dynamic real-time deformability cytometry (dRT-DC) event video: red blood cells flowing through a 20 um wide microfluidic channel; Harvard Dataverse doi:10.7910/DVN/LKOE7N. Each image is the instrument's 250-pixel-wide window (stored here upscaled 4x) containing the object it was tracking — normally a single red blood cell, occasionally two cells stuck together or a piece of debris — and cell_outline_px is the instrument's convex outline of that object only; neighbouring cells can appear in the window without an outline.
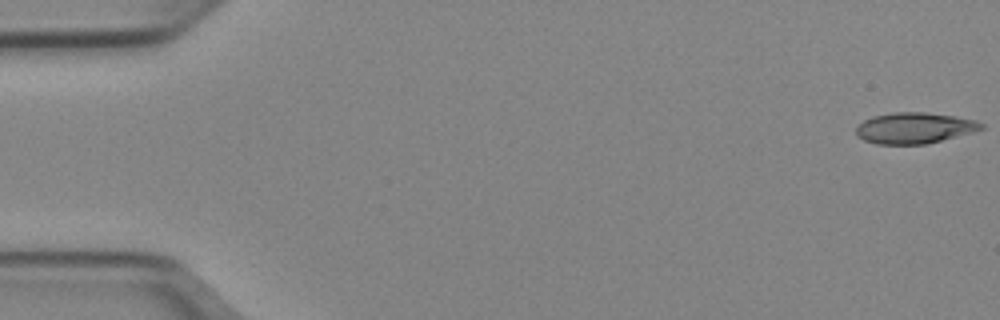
{"species": "Egyptian fruit bat (a non-hibernating species)", "species_latin": "Rousettus aegyptiacus", "temperature_condition": "cold", "stored_images_in_passage": 51, "camera_frame_rate_fps": 3000, "um_per_image_px": 0.085, "animal": {"sex": "female"}, "frame": {"image": 1, "passage_image": 1, "time_ms": 0.0, "image_size_px": [1000, 320], "cell_outline_px": [[984, 128], [972, 132], [924, 144], [876, 144], [864, 140], [856, 136], [856, 128], [864, 120], [872, 116], [892, 112], [924, 112], [952, 116], [976, 120], [984, 124]], "centroid_in_image_um": [77.69, 10.87], "position_along_channel_um": 7.3, "area_um2": 22.43}}
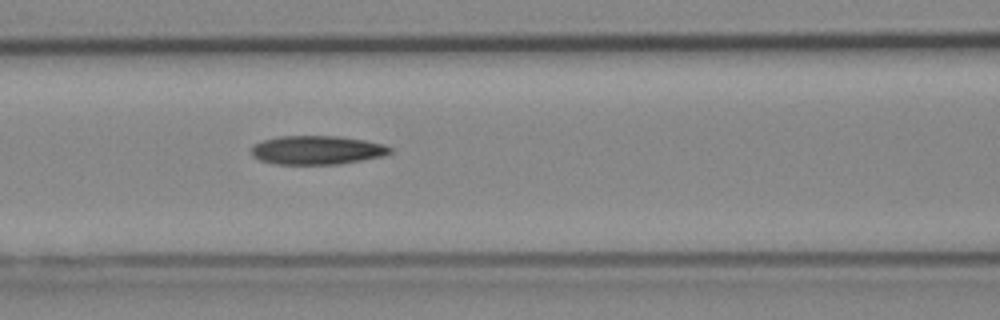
{"frame": {"image": 2, "passage_image": 22, "time_ms": 7.0, "image_size_px": [1000, 320], "cell_outline_px": [[392, 152], [384, 156], [340, 164], [276, 164], [260, 160], [252, 156], [252, 148], [256, 144], [264, 140], [276, 136], [340, 136], [364, 140], [384, 144], [392, 148]], "centroid_in_image_um": [26.98, 12.75], "position_along_channel_um": 139.6, "area_um2": 23.29}}
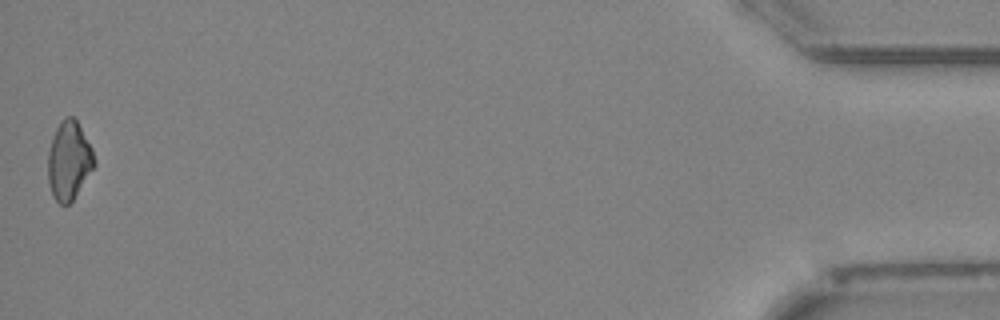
{"frame": {"image": 3, "passage_image": 51, "time_ms": 16.667, "image_size_px": [1000, 320], "cell_outline_px": [[96, 164], [72, 200], [68, 204], [60, 204], [52, 196], [48, 180], [48, 152], [52, 136], [60, 120], [64, 116], [72, 116], [76, 120], [92, 148]], "centroid_in_image_um": [5.84, 13.63], "position_along_channel_um": 429.4, "area_um2": 21.1}}